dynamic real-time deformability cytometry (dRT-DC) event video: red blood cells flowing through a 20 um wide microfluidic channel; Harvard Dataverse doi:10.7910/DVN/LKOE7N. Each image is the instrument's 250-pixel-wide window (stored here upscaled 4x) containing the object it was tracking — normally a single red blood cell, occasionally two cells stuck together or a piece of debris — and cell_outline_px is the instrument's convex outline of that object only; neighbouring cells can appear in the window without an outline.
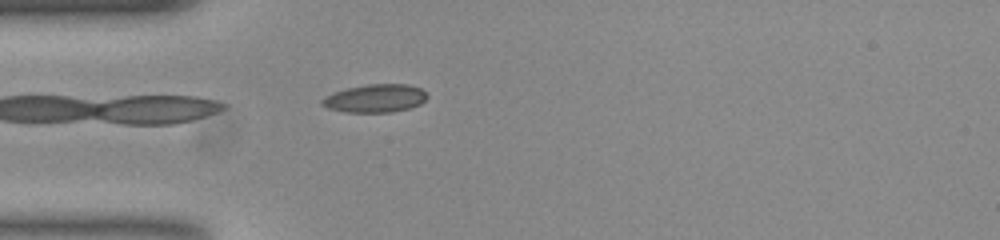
{"species": "common noctule bat (a hibernating species)", "species_latin": "Nyctalus noctula", "temperature_condition": "room temperature", "stored_images_in_passage": 39, "camera_frame_rate_fps": 3000, "um_per_image_px": 0.085, "animal": {"sex": "female", "body_mass_g": 23.0, "forearm_length_mm": 53.4}, "frame": {"image": 1, "passage_image": 1, "time_ms": 0.0, "image_size_px": [1000, 240], "cell_outline_px": [[428, 96], [420, 104], [408, 108], [392, 112], [344, 112], [328, 108], [320, 104], [320, 100], [324, 96], [348, 88], [368, 84], [408, 84], [420, 88]], "centroid_in_image_um": [31.87, 8.36], "position_along_channel_um": 53.1, "area_um2": 17.11}}
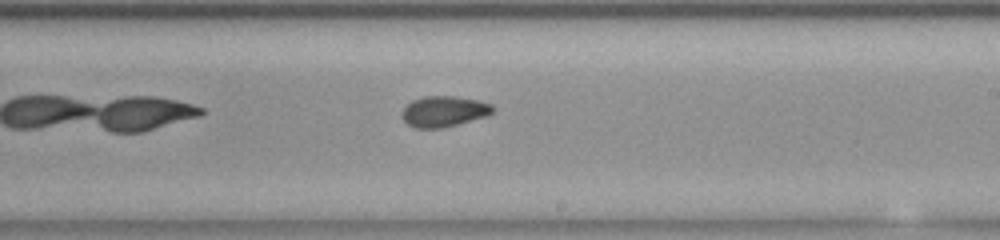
{"frame": {"image": 2, "passage_image": 17, "time_ms": 5.333, "image_size_px": [1000, 240], "cell_outline_px": [[496, 108], [492, 112], [484, 116], [456, 124], [440, 128], [416, 128], [408, 124], [400, 116], [400, 112], [404, 104], [412, 100], [424, 96], [456, 96], [480, 100], [492, 104]], "centroid_in_image_um": [37.68, 9.44], "position_along_channel_um": 251.3, "area_um2": 16.42}}
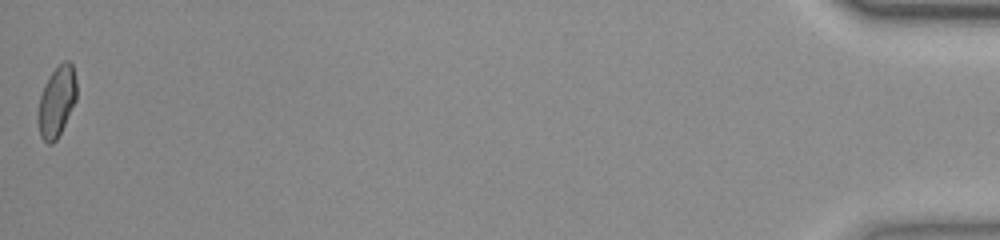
{"frame": {"image": 3, "passage_image": 39, "time_ms": 12.667, "image_size_px": [1000, 240], "cell_outline_px": [[76, 100], [56, 140], [52, 144], [48, 144], [40, 136], [36, 120], [36, 116], [40, 96], [44, 84], [48, 76], [64, 60], [68, 60], [72, 64], [76, 80]], "centroid_in_image_um": [4.79, 8.64], "position_along_channel_um": 430.4, "area_um2": 15.95}, "authors_computed_cell_mechanics": {"area_um2": 16.2418, "velocity_mm_per_s": 3.8313, "shape_relaxation_time_tau1_ms": null, "shape_relaxation_time_tau2_ms": 2.0284, "deformation_change_tau1": null, "deformation_change_tau2": 0.0648}}